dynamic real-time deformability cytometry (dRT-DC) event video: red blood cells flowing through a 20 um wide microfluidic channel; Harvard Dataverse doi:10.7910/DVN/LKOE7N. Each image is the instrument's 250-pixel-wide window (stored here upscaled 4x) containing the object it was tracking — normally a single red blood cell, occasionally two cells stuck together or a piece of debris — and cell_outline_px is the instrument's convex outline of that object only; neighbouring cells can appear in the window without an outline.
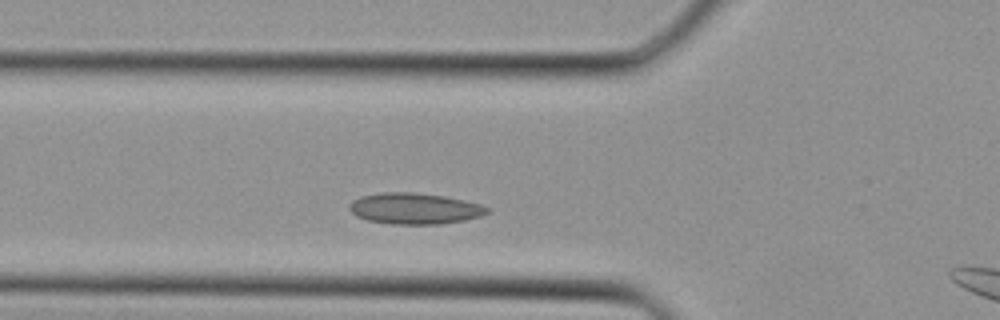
{"species": "Egyptian fruit bat (a non-hibernating species)", "species_latin": "Rousettus aegyptiacus", "temperature_condition": "cold", "stored_images_in_passage": 29, "camera_frame_rate_fps": 3000, "um_per_image_px": 0.085, "animal": {"sex": "female"}, "frame": {"image": 1, "passage_image": 6, "time_ms": 1.667, "image_size_px": [1000, 320], "cell_outline_px": [[492, 208], [488, 212], [480, 216], [464, 220], [440, 224], [392, 224], [368, 220], [356, 216], [348, 208], [348, 204], [352, 200], [360, 196], [380, 192], [412, 192], [444, 196], [464, 200], [480, 204]], "centroid_in_image_um": [35.22, 17.72], "position_along_channel_um": 90.6, "area_um2": 25.09}}
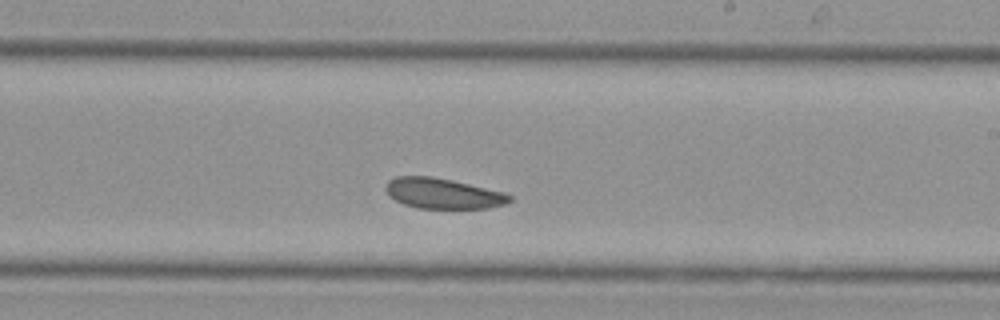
{"frame": {"image": 2, "passage_image": 15, "time_ms": 4.667, "image_size_px": [1000, 320], "cell_outline_px": [[512, 200], [504, 204], [488, 208], [416, 208], [404, 204], [388, 196], [384, 188], [388, 180], [396, 176], [432, 176], [452, 180], [504, 192], [512, 196]], "centroid_in_image_um": [37.61, 16.44], "position_along_channel_um": 251.4, "area_um2": 22.02}}
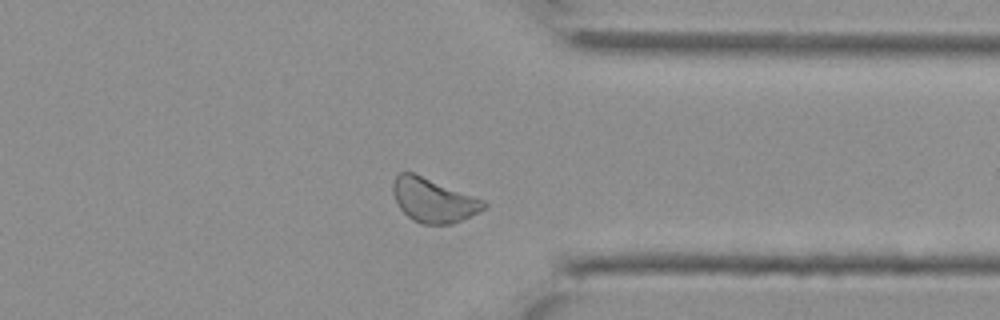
{"frame": {"image": 3, "passage_image": 22, "time_ms": 7.0, "image_size_px": [1000, 320], "cell_outline_px": [[488, 208], [480, 212], [452, 224], [420, 224], [412, 220], [400, 208], [392, 192], [392, 184], [396, 176], [400, 172], [412, 172], [484, 200], [488, 204]], "centroid_in_image_um": [36.85, 17.03], "position_along_channel_um": 374.5, "area_um2": 23.24}}